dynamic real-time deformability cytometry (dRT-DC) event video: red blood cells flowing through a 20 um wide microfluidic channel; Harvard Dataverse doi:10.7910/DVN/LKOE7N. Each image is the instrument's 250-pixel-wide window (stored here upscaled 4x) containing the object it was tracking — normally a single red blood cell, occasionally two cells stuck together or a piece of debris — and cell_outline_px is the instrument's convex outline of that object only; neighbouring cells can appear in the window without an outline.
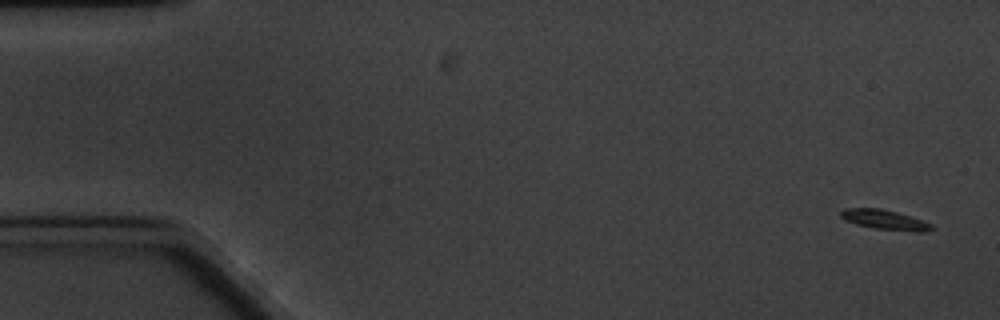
{"species": "common noctule bat (a hibernating species)", "species_latin": "Nyctalus noctula", "temperature_condition": "cold", "stored_images_in_passage": 8, "camera_frame_rate_fps": 3000, "um_per_image_px": 0.085, "animal": {"sex": "male", "body_mass_g": 20.1, "forearm_length_mm": 53.5}, "frame": {"image": 1, "passage_image": 1, "time_ms": 0.0, "image_size_px": [1000, 320], "cell_outline_px": [[936, 228], [924, 232], [916, 232], [876, 228], [856, 224], [844, 220], [840, 216], [840, 212], [844, 208], [880, 208], [896, 212], [932, 224]], "centroid_in_image_um": [75.19, 18.68], "position_along_channel_um": 9.8, "area_um2": 10.35}}
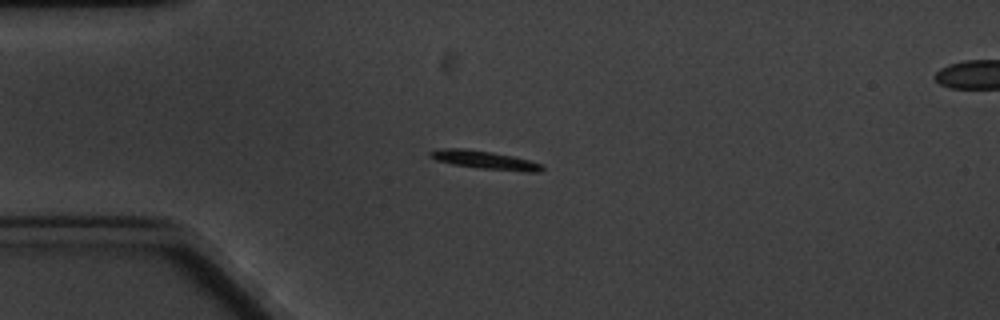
{"frame": {"image": 2, "passage_image": 4, "time_ms": 4.333, "image_size_px": [1000, 320], "cell_outline_px": [[544, 168], [540, 172], [524, 172], [484, 168], [452, 164], [436, 160], [428, 156], [428, 152], [444, 148], [464, 148], [492, 152], [512, 156], [528, 160], [540, 164]], "centroid_in_image_um": [41.18, 13.59], "position_along_channel_um": 43.8, "area_um2": 11.73}}